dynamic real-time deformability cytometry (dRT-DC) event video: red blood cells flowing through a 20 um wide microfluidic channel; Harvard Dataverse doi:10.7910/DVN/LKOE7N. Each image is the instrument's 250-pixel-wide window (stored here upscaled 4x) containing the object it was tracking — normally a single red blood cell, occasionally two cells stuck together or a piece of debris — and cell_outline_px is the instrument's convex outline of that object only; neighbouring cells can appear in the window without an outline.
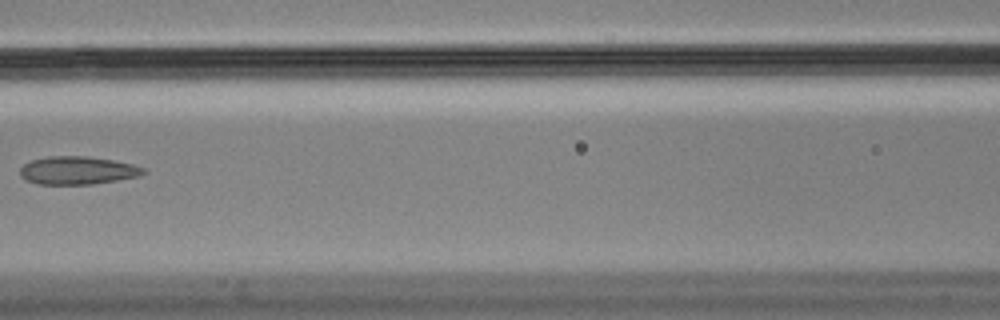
{"species": "Egyptian fruit bat (a non-hibernating species)", "species_latin": "Rousettus aegyptiacus", "temperature_condition": "cold", "stored_images_in_passage": 10, "camera_frame_rate_fps": 3000, "um_per_image_px": 0.085, "animal": {"sex": "male"}, "frame": {"image": 1, "passage_image": 7, "time_ms": 2.0, "image_size_px": [1000, 320], "cell_outline_px": [[148, 172], [140, 176], [92, 184], [36, 184], [24, 180], [20, 176], [20, 168], [24, 164], [32, 160], [48, 156], [88, 156], [112, 160], [132, 164], [144, 168]], "centroid_in_image_um": [6.57, 14.49], "position_along_channel_um": 160.0, "area_um2": 20.23}}
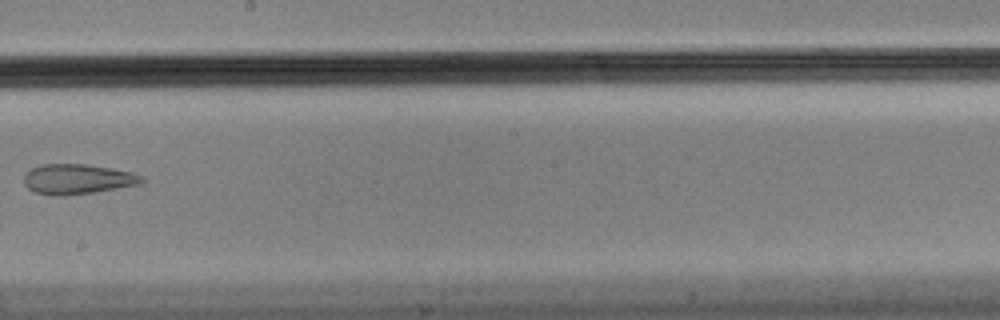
{"frame": {"image": 2, "passage_image": 9, "time_ms": 2.667, "image_size_px": [1000, 320], "cell_outline_px": [[144, 180], [140, 184], [92, 192], [64, 196], [52, 196], [32, 192], [24, 184], [24, 172], [32, 168], [44, 164], [88, 164], [112, 168], [132, 172], [140, 176]], "centroid_in_image_um": [6.52, 15.22], "position_along_channel_um": 241.7, "area_um2": 20.69}}